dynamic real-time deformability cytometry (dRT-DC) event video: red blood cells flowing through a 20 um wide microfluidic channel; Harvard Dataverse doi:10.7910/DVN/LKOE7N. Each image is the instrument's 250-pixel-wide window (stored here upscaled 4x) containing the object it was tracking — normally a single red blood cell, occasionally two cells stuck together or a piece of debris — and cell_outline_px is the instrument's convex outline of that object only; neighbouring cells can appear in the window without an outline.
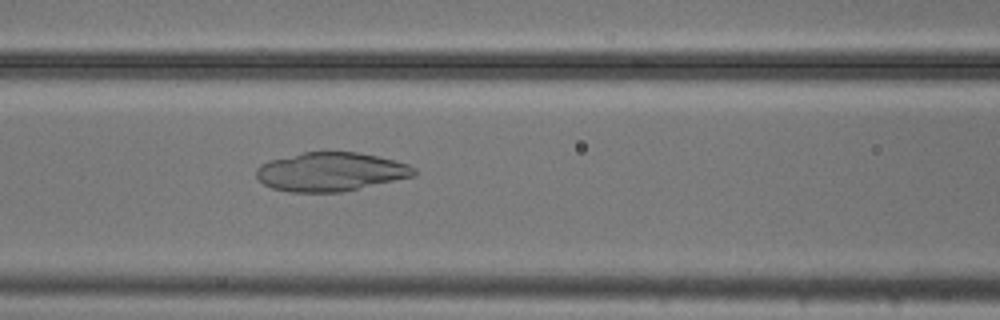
{"species": "common noctule bat (a hibernating species)", "species_latin": "Nyctalus noctula", "temperature_condition": "cold", "stored_images_in_passage": 40, "camera_frame_rate_fps": 3000, "um_per_image_px": 0.085, "animal": {"sex": "male", "body_mass_g": 20.5, "forearm_length_mm": 52.5}, "frame": {"image": 1, "passage_image": 12, "time_ms": 3.667, "image_size_px": [1000, 320], "cell_outline_px": [[416, 176], [344, 192], [288, 192], [272, 188], [264, 184], [256, 176], [256, 168], [260, 164], [268, 160], [304, 152], [356, 152], [376, 156], [408, 164], [416, 168]], "centroid_in_image_um": [28.11, 14.61], "position_along_channel_um": 138.5, "area_um2": 35.84}}
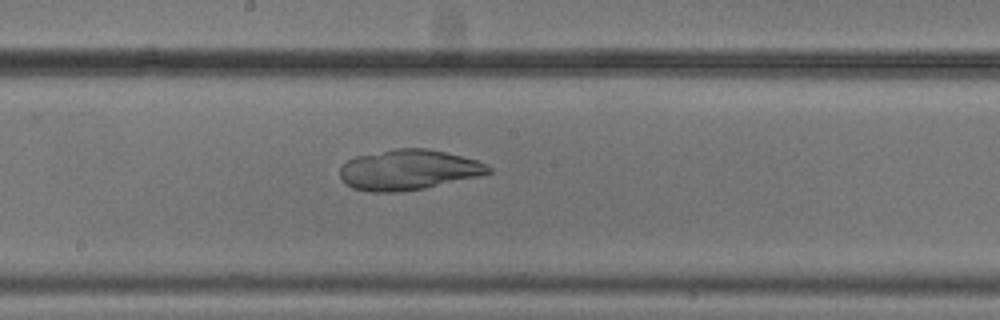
{"frame": {"image": 2, "passage_image": 18, "time_ms": 5.667, "image_size_px": [1000, 320], "cell_outline_px": [[492, 172], [476, 176], [424, 188], [400, 192], [372, 192], [352, 188], [340, 176], [340, 168], [348, 160], [356, 156], [396, 148], [428, 148], [476, 160], [488, 164], [492, 168]], "centroid_in_image_um": [34.71, 14.43], "position_along_channel_um": 213.5, "area_um2": 34.51}}
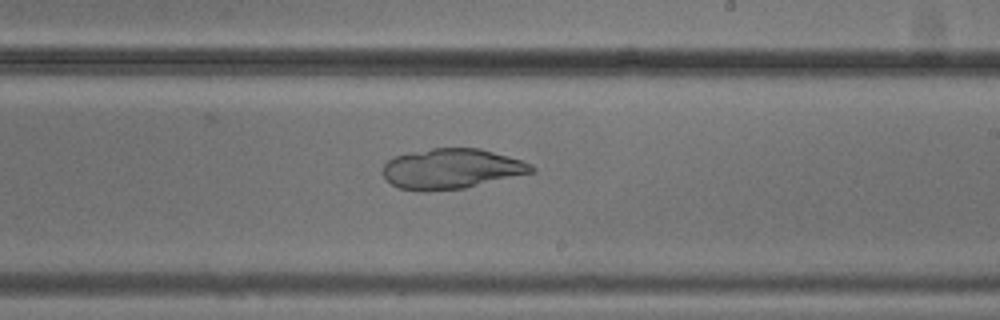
{"frame": {"image": 3, "passage_image": 21, "time_ms": 6.667, "image_size_px": [1000, 320], "cell_outline_px": [[536, 168], [532, 172], [464, 188], [428, 192], [420, 192], [400, 188], [392, 184], [384, 176], [384, 164], [388, 160], [396, 156], [408, 152], [432, 148], [480, 148], [508, 156], [532, 164]], "centroid_in_image_um": [38.35, 14.35], "position_along_channel_um": 250.6, "area_um2": 34.68}}